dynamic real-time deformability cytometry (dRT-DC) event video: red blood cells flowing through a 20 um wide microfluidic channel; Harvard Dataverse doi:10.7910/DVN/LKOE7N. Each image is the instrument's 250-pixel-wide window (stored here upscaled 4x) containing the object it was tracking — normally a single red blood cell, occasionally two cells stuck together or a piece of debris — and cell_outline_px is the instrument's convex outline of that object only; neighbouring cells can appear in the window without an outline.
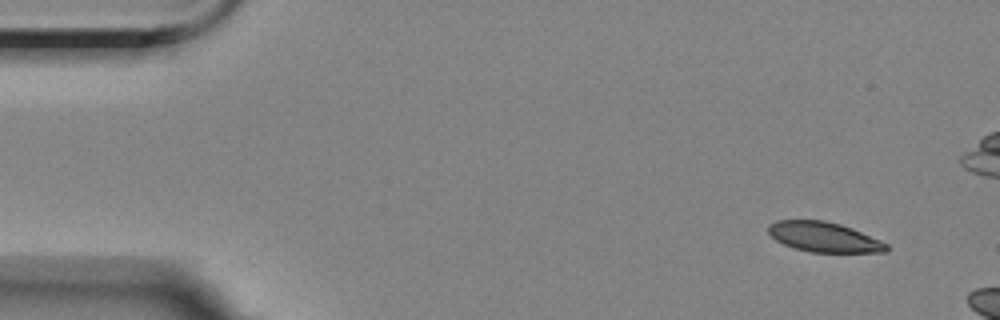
{"species": "Egyptian fruit bat (a non-hibernating species)", "species_latin": "Rousettus aegyptiacus", "temperature_condition": "room temperature", "stored_images_in_passage": 3, "camera_frame_rate_fps": 3000, "um_per_image_px": 0.085, "animal": {"sex": "female"}, "frame": {"image": 1, "passage_image": 1, "time_ms": 0.0, "image_size_px": [1000, 320], "cell_outline_px": [[888, 252], [808, 252], [784, 244], [776, 240], [768, 232], [768, 224], [776, 220], [824, 220], [840, 224], [852, 228], [880, 240], [888, 244]], "centroid_in_image_um": [70.03, 20.14], "position_along_channel_um": 15.0, "area_um2": 20.58}}